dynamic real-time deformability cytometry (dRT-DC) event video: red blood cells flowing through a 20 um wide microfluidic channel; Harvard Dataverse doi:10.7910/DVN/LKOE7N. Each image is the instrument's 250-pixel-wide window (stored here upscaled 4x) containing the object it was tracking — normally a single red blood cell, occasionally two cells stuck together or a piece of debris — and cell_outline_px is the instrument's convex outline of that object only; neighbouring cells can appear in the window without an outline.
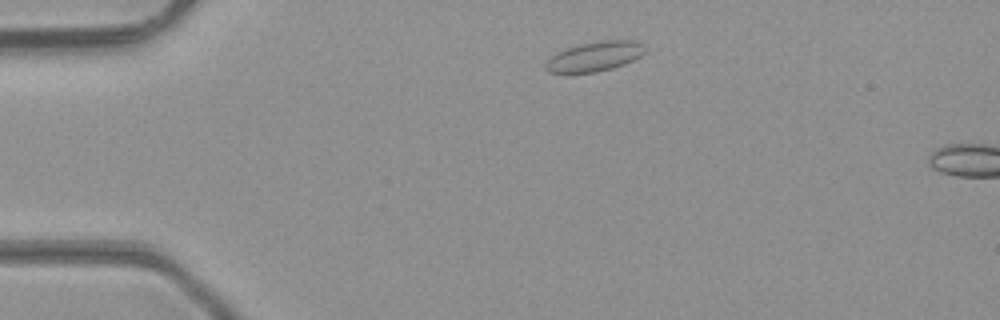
{"species": "common noctule bat (a hibernating species)", "species_latin": "Nyctalus noctula", "temperature_condition": "room temperature", "stored_images_in_passage": 7, "camera_frame_rate_fps": 3000, "um_per_image_px": 0.085, "animal": {"sex": "male", "body_mass_g": 23.1, "forearm_length_mm": 52.7}, "frame": {"image": 1, "passage_image": 4, "time_ms": 1.0, "image_size_px": [1000, 320], "cell_outline_px": [[644, 52], [640, 56], [624, 64], [612, 68], [596, 72], [548, 72], [544, 68], [544, 64], [556, 52], [564, 48], [580, 44], [604, 40], [640, 40], [644, 44]], "centroid_in_image_um": [50.55, 4.78], "position_along_channel_um": 34.4, "area_um2": 17.17}}